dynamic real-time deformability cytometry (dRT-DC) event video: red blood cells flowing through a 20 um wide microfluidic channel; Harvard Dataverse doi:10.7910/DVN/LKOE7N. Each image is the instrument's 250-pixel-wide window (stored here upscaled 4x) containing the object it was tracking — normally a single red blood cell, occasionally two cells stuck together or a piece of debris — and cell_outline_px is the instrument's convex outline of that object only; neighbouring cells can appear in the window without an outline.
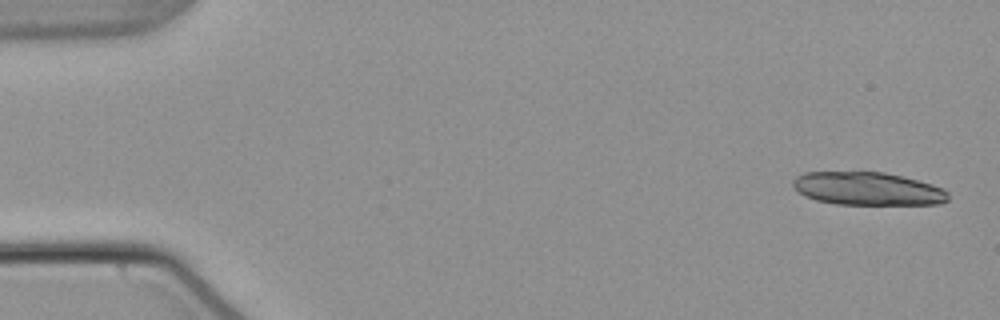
{"species": "common noctule bat (a hibernating species)", "species_latin": "Nyctalus noctula", "temperature_condition": "warm", "stored_images_in_passage": 20, "camera_frame_rate_fps": 3000, "um_per_image_px": 0.085, "animal": {"sex": "male", "body_mass_g": 21.5, "forearm_length_mm": 52.0}, "frame": {"image": 1, "passage_image": 1, "time_ms": 0.0, "image_size_px": [1000, 320], "cell_outline_px": [[948, 200], [940, 204], [836, 204], [816, 200], [804, 196], [792, 184], [792, 180], [796, 176], [804, 172], [884, 172], [932, 184], [944, 188], [948, 192]], "centroid_in_image_um": [73.75, 16.04], "position_along_channel_um": 11.3, "area_um2": 29.82}}